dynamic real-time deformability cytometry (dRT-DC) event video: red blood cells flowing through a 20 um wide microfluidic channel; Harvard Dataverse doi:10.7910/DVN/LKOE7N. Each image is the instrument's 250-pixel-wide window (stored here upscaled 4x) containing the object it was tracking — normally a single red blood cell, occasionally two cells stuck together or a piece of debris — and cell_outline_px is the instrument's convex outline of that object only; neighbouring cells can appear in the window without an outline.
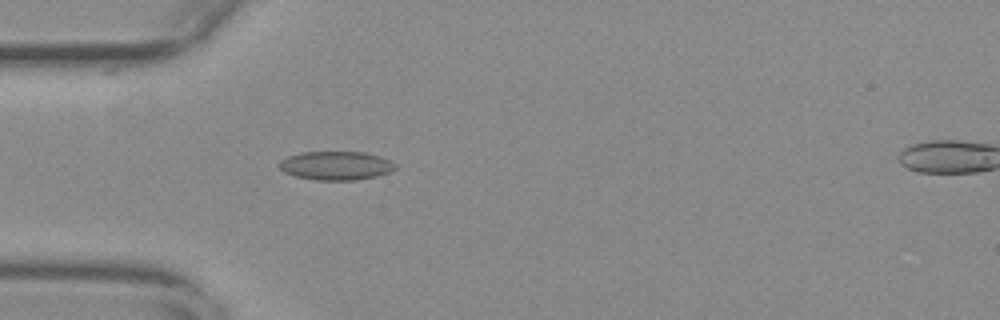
{"species": "common noctule bat (a hibernating species)", "species_latin": "Nyctalus noctula", "temperature_condition": "warm", "stored_images_in_passage": 53, "camera_frame_rate_fps": 3000, "um_per_image_px": 0.085, "animal": {"sex": "female", "body_mass_g": 29.2, "forearm_length_mm": 56.3}, "frame": {"image": 1, "passage_image": 15, "time_ms": 4.667, "image_size_px": [1000, 320], "cell_outline_px": [[396, 168], [388, 172], [376, 176], [356, 180], [316, 180], [296, 176], [284, 172], [280, 168], [280, 160], [288, 156], [300, 152], [364, 152], [380, 156], [396, 164]], "centroid_in_image_um": [28.55, 14.07], "position_along_channel_um": 56.5, "area_um2": 19.31}}
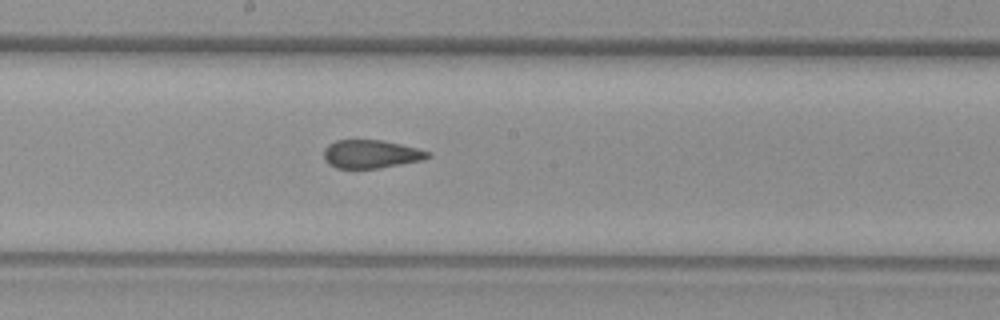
{"frame": {"image": 2, "passage_image": 28, "time_ms": 9.0, "image_size_px": [1000, 320], "cell_outline_px": [[432, 156], [424, 160], [380, 168], [336, 168], [328, 164], [324, 160], [324, 148], [328, 144], [336, 140], [380, 140], [400, 144], [416, 148], [428, 152]], "centroid_in_image_um": [31.51, 13.1], "position_along_channel_um": 216.7, "area_um2": 17.17}}
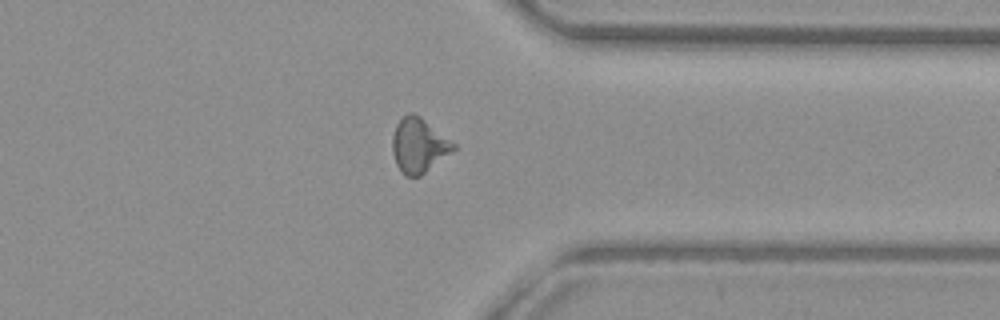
{"frame": {"image": 3, "passage_image": 41, "time_ms": 13.333, "image_size_px": [1000, 320], "cell_outline_px": [[456, 148], [452, 152], [420, 176], [404, 176], [400, 172], [396, 164], [392, 152], [392, 136], [396, 124], [408, 112], [412, 112], [420, 116], [456, 144]], "centroid_in_image_um": [35.58, 12.36], "position_along_channel_um": 375.8, "area_um2": 19.42}, "authors_computed_cell_mechanics": {"area_um2": 18.7272, "velocity_mm_per_s": 3.8001, "shape_relaxation_time_tau1_ms": null, "shape_relaxation_time_tau2_ms": 1.4624, "deformation_change_tau1": null, "deformation_change_tau2": 0.0703}}